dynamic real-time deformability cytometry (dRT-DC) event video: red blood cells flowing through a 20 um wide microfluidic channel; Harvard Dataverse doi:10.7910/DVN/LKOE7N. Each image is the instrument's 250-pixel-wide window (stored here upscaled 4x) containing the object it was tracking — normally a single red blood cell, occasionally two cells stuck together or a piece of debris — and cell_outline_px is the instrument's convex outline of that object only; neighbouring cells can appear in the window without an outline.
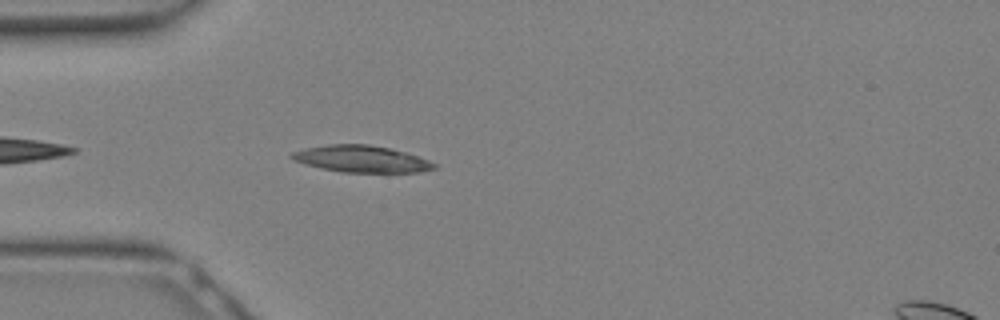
{"species": "Egyptian fruit bat (a non-hibernating species)", "species_latin": "Rousettus aegyptiacus", "temperature_condition": "warm", "stored_images_in_passage": 25, "camera_frame_rate_fps": 3000, "um_per_image_px": 0.085, "animal": {"sex": "female"}, "frame": {"image": 1, "passage_image": 9, "time_ms": 2.667, "image_size_px": [1000, 320], "cell_outline_px": [[440, 164], [436, 168], [420, 172], [340, 172], [320, 168], [304, 164], [292, 160], [288, 156], [292, 152], [304, 148], [328, 144], [368, 144], [392, 148]], "centroid_in_image_um": [30.69, 13.51], "position_along_channel_um": 54.3, "area_um2": 22.43}}
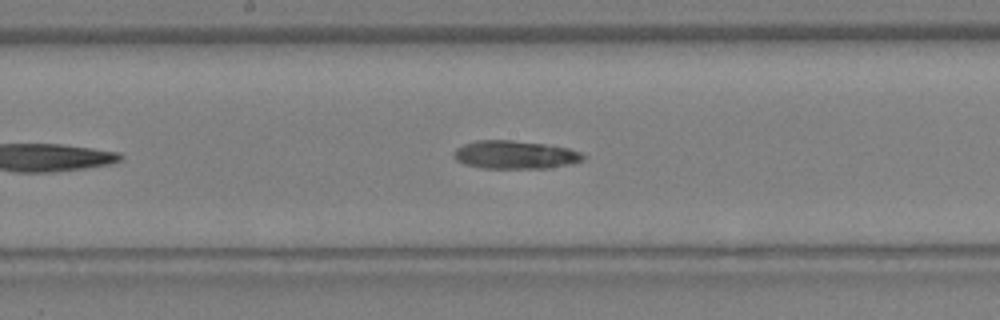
{"frame": {"image": 2, "passage_image": 16, "time_ms": 5.0, "image_size_px": [1000, 320], "cell_outline_px": [[588, 156], [584, 160], [572, 164], [548, 168], [484, 168], [464, 164], [456, 160], [452, 156], [456, 148], [464, 144], [476, 140], [512, 140], [544, 144], [568, 148], [580, 152]], "centroid_in_image_um": [43.8, 13.16], "position_along_channel_um": 204.4, "area_um2": 21.39}}
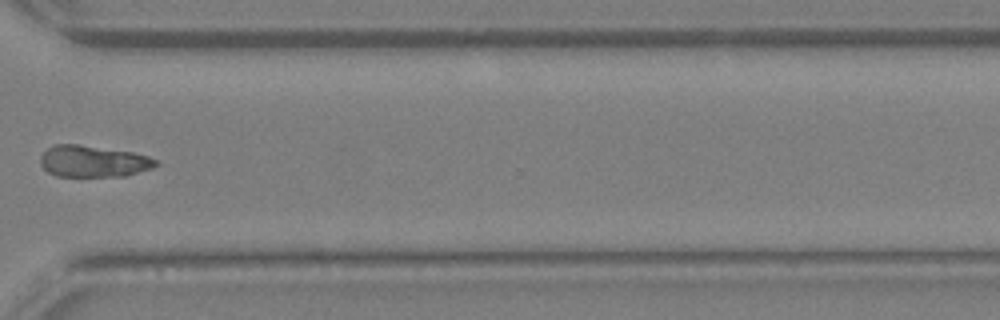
{"frame": {"image": 3, "passage_image": 23, "time_ms": 7.333, "image_size_px": [1000, 320], "cell_outline_px": [[160, 164], [152, 168], [124, 176], [56, 176], [48, 172], [40, 164], [40, 156], [52, 144], [76, 144], [132, 152], [148, 156], [160, 160]], "centroid_in_image_um": [7.94, 13.71], "position_along_channel_um": 362.7, "area_um2": 21.27}}